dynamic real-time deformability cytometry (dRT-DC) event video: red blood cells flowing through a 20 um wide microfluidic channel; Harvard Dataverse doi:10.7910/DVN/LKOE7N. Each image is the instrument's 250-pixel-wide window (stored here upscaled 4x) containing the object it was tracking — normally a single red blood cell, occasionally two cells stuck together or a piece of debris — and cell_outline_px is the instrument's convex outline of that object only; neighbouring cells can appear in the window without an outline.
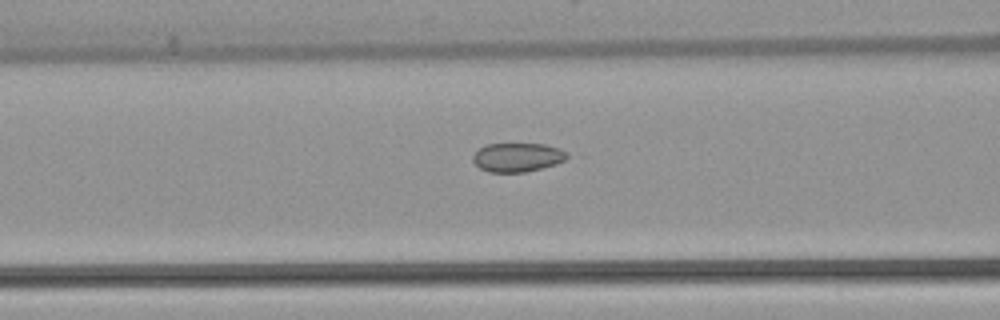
{"species": "common noctule bat (a hibernating species)", "species_latin": "Nyctalus noctula", "temperature_condition": "warm", "stored_images_in_passage": 34, "camera_frame_rate_fps": 3000, "um_per_image_px": 0.085, "animal": {"sex": "female", "body_mass_g": 22.7, "forearm_length_mm": 54.2}, "frame": {"image": 1, "passage_image": 13, "time_ms": 4.0, "image_size_px": [1000, 320], "cell_outline_px": [[572, 156], [556, 164], [524, 172], [488, 172], [480, 168], [472, 160], [472, 156], [484, 144], [544, 144], [560, 148], [568, 152]], "centroid_in_image_um": [44.01, 13.36], "position_along_channel_um": 122.6, "area_um2": 15.95}}
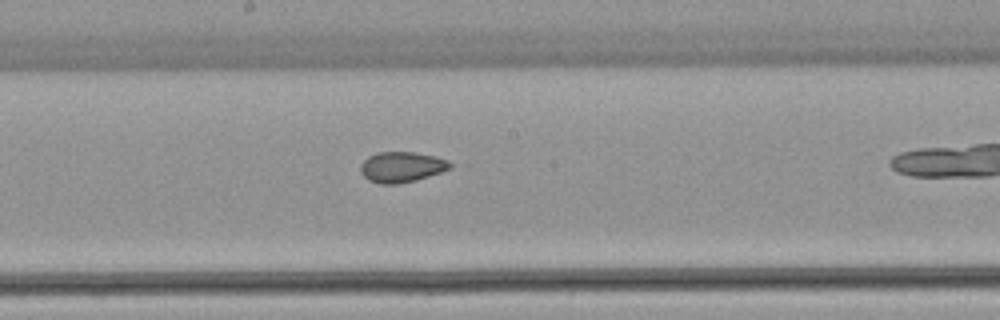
{"frame": {"image": 2, "passage_image": 20, "time_ms": 6.333, "image_size_px": [1000, 320], "cell_outline_px": [[456, 164], [452, 168], [416, 180], [396, 184], [380, 184], [368, 180], [360, 172], [360, 164], [368, 156], [376, 152], [412, 152], [432, 156], [448, 160]], "centroid_in_image_um": [34.13, 14.19], "position_along_channel_um": 214.1, "area_um2": 16.01}}
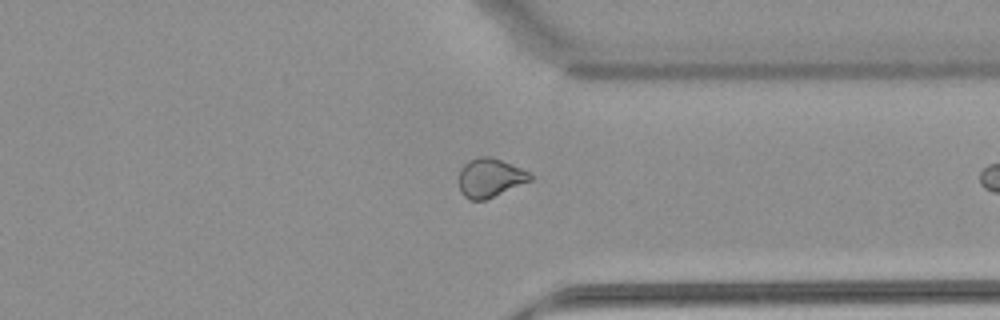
{"frame": {"image": 3, "passage_image": 32, "time_ms": 10.333, "image_size_px": [1000, 320], "cell_outline_px": [[532, 180], [484, 200], [468, 200], [460, 192], [460, 168], [468, 160], [480, 156], [488, 156], [500, 160], [520, 168], [528, 172], [532, 176]], "centroid_in_image_um": [41.62, 15.11], "position_along_channel_um": 369.8, "area_um2": 15.9}}